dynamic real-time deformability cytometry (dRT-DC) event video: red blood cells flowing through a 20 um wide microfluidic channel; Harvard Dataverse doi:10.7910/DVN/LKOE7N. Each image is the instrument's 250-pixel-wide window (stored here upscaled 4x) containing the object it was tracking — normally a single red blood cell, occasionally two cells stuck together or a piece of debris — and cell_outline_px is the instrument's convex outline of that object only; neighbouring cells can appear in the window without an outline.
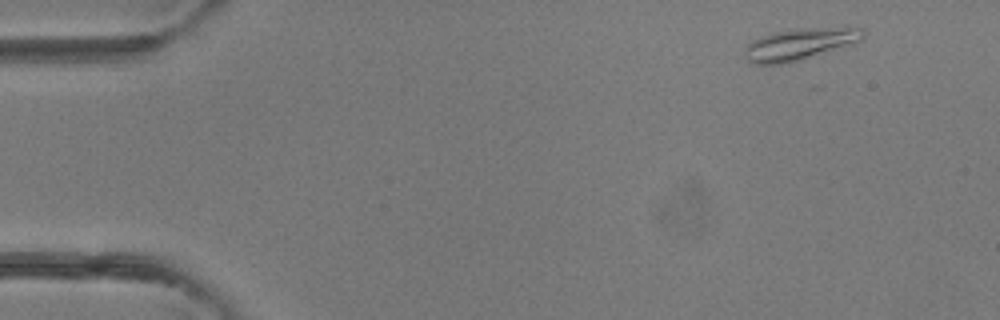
{"species": "common noctule bat (a hibernating species)", "species_latin": "Nyctalus noctula", "temperature_condition": "room temperature", "stored_images_in_passage": 4, "camera_frame_rate_fps": 3000, "um_per_image_px": 0.085, "animal": {"sex": "female"}, "frame": {"image": 1, "passage_image": 1, "time_ms": 0.0, "image_size_px": [1000, 320], "cell_outline_px": [[864, 36], [860, 40], [852, 44], [800, 60], [784, 64], [752, 64], [744, 56], [744, 48], [752, 40], [760, 36], [776, 32], [796, 28], [844, 24], [856, 24], [864, 32]], "centroid_in_image_um": [68.06, 3.69], "position_along_channel_um": 16.9, "area_um2": 22.77}}